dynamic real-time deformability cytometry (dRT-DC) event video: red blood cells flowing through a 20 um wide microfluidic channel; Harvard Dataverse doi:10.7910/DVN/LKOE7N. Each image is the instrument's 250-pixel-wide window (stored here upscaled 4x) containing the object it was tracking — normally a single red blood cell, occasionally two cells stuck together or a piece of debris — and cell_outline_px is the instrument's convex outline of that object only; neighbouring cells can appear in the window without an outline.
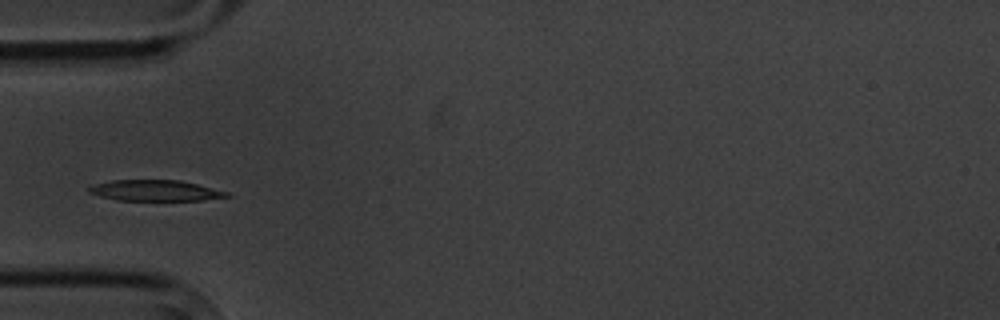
{"species": "common noctule bat (a hibernating species)", "species_latin": "Nyctalus noctula", "temperature_condition": "cold", "stored_images_in_passage": 8, "camera_frame_rate_fps": 3000, "um_per_image_px": 0.085, "animal": {"sex": "male", "body_mass_g": 20.1, "forearm_length_mm": 53.5}, "frame": {"image": 1, "passage_image": 4, "time_ms": 3.333, "image_size_px": [1000, 320], "cell_outline_px": [[232, 196], [204, 200], [116, 200], [100, 196], [88, 192], [88, 188], [92, 184], [112, 180], [180, 180], [228, 192]], "centroid_in_image_um": [13.17, 16.19], "position_along_channel_um": 71.8, "area_um2": 16.7}}
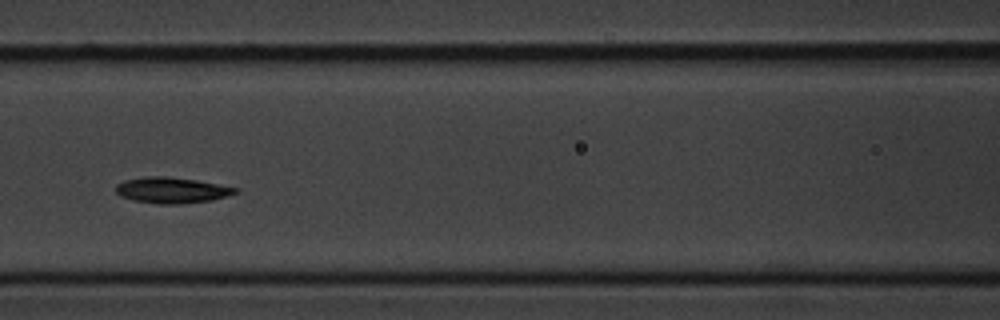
{"frame": {"image": 2, "passage_image": 6, "time_ms": 5.667, "image_size_px": [1000, 320], "cell_outline_px": [[240, 192], [212, 200], [180, 204], [156, 204], [132, 200], [120, 196], [116, 192], [116, 184], [124, 180], [144, 176], [168, 176], [196, 180], [240, 188]], "centroid_in_image_um": [14.6, 16.16], "position_along_channel_um": 152.0, "area_um2": 18.26}}
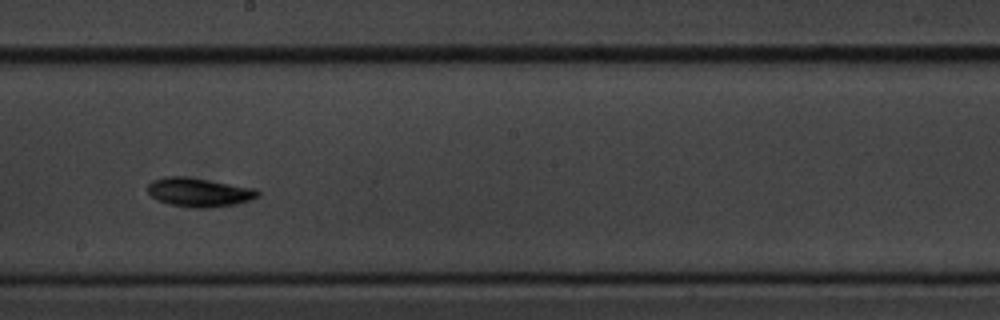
{"frame": {"image": 3, "passage_image": 8, "time_ms": 8.0, "image_size_px": [1000, 320], "cell_outline_px": [[260, 196], [236, 204], [208, 208], [192, 208], [168, 204], [156, 200], [148, 192], [148, 184], [152, 180], [164, 176], [184, 176], [256, 188], [260, 192]], "centroid_in_image_um": [16.9, 16.34], "position_along_channel_um": 231.3, "area_um2": 18.67}}